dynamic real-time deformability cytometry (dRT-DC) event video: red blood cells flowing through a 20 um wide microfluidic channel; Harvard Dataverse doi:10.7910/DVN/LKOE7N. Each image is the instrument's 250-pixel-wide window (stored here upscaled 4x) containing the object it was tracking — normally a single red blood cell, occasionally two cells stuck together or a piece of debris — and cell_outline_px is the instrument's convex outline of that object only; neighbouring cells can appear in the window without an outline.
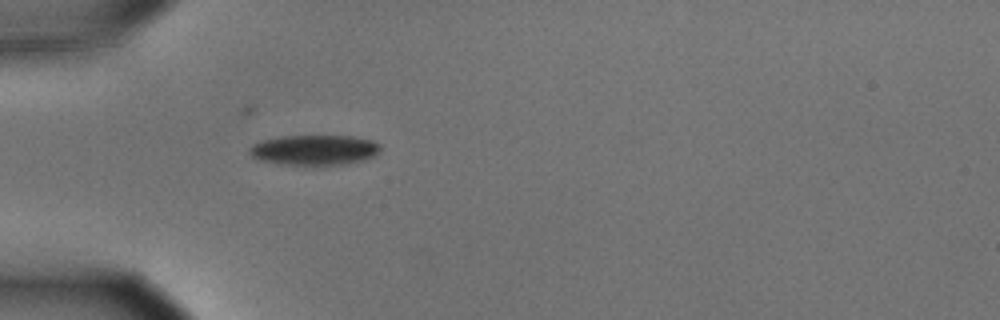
{"species": "common noctule bat (a hibernating species)", "species_latin": "Nyctalus noctula", "temperature_condition": "cold", "stored_images_in_passage": 40, "camera_frame_rate_fps": 3000, "um_per_image_px": 0.085, "animal": {"sex": "male", "body_mass_g": 15.6}, "frame": {"image": 1, "passage_image": 1, "time_ms": 0.0, "image_size_px": [1000, 320], "cell_outline_px": [[380, 152], [376, 156], [364, 160], [344, 164], [280, 164], [256, 160], [248, 152], [248, 148], [252, 144], [264, 140], [280, 136], [352, 136], [372, 140], [380, 144]], "centroid_in_image_um": [26.72, 12.74], "position_along_channel_um": 58.3, "area_um2": 23.12}}
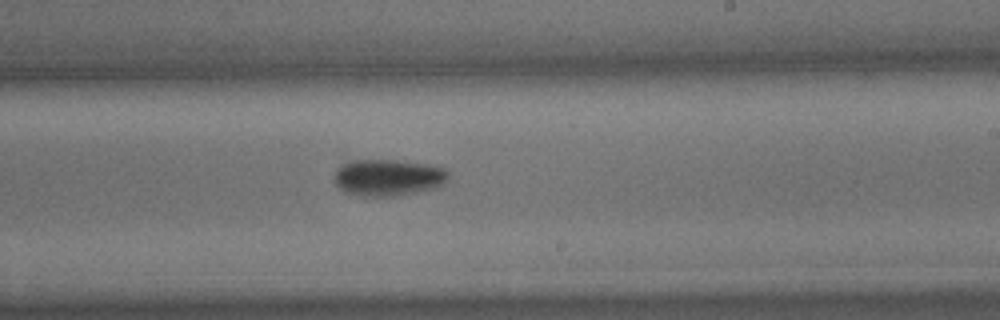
{"frame": {"image": 2, "passage_image": 18, "time_ms": 5.667, "image_size_px": [1000, 320], "cell_outline_px": [[448, 176], [444, 184], [432, 188], [416, 192], [396, 196], [356, 196], [340, 188], [336, 184], [336, 172], [340, 164], [352, 160], [396, 160], [428, 164], [444, 168], [448, 172]], "centroid_in_image_um": [32.99, 15.08], "position_along_channel_um": 256.0, "area_um2": 24.22}}
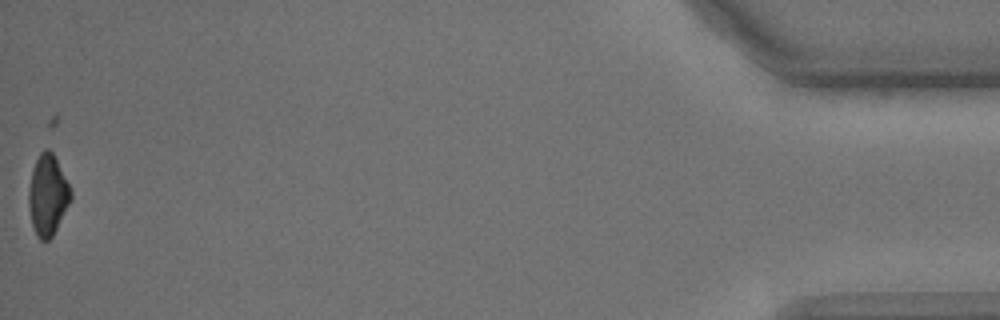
{"frame": {"image": 3, "passage_image": 40, "time_ms": 13.0, "image_size_px": [1000, 320], "cell_outline_px": [[72, 200], [52, 236], [48, 240], [40, 240], [36, 236], [32, 224], [28, 208], [28, 192], [32, 168], [40, 152], [44, 148], [48, 148], [52, 152], [72, 192]], "centroid_in_image_um": [4.04, 16.59], "position_along_channel_um": 431.2, "area_um2": 19.77}, "authors_computed_cell_mechanics": {"area_um2": 23.9292, "velocity_mm_per_s": 3.5939, "shape_relaxation_time_tau1_ms": 6.0344, "shape_relaxation_time_tau2_ms": null, "deformation_change_tau1": 0.1397, "deformation_change_tau2": null}}